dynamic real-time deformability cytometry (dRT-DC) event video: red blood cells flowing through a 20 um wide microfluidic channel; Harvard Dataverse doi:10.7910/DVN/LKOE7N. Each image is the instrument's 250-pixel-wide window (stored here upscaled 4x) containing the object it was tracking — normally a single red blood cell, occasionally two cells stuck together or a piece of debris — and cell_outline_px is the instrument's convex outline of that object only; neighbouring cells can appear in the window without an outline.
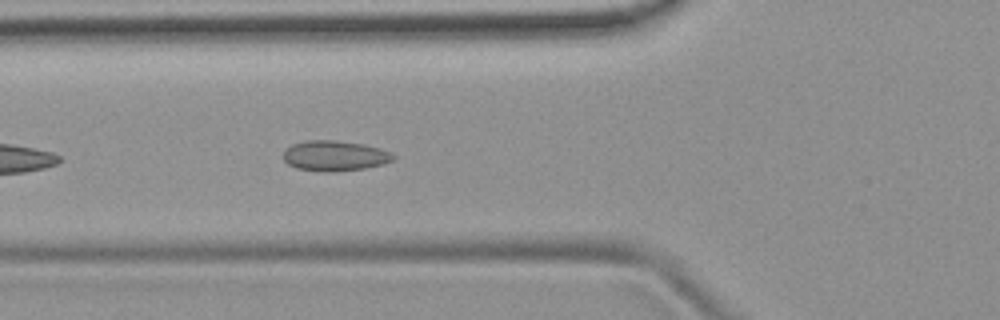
{"species": "common noctule bat (a hibernating species)", "species_latin": "Nyctalus noctula", "temperature_condition": "room temperature", "stored_images_in_passage": 13, "camera_frame_rate_fps": 3000, "um_per_image_px": 0.085, "animal": {"sex": "female", "body_mass_g": 19.9}, "frame": {"image": 1, "passage_image": 6, "time_ms": 1.667, "image_size_px": [1000, 320], "cell_outline_px": [[396, 156], [392, 160], [384, 164], [364, 168], [336, 172], [320, 172], [296, 168], [288, 164], [284, 160], [284, 152], [292, 144], [304, 140], [336, 140], [364, 144], [380, 148], [392, 152]], "centroid_in_image_um": [28.47, 13.24], "position_along_channel_um": 97.3, "area_um2": 19.65}}
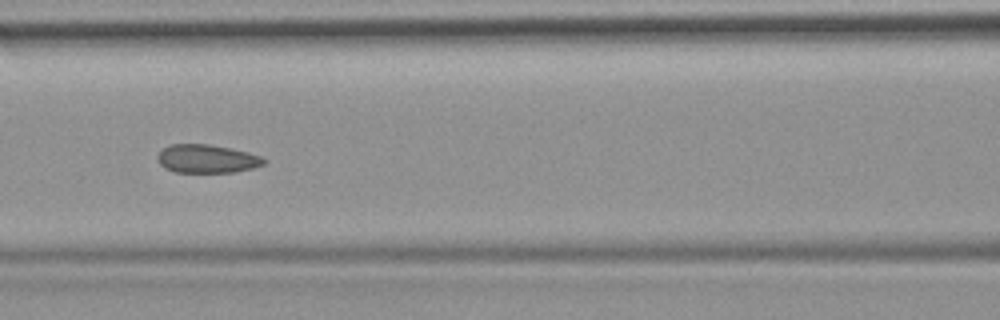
{"frame": {"image": 2, "passage_image": 10, "time_ms": 3.0, "image_size_px": [1000, 320], "cell_outline_px": [[268, 160], [264, 164], [252, 168], [236, 172], [176, 172], [164, 168], [160, 164], [156, 156], [168, 144], [208, 144], [248, 152], [260, 156]], "centroid_in_image_um": [17.58, 13.5], "position_along_channel_um": 149.0, "area_um2": 17.57}}